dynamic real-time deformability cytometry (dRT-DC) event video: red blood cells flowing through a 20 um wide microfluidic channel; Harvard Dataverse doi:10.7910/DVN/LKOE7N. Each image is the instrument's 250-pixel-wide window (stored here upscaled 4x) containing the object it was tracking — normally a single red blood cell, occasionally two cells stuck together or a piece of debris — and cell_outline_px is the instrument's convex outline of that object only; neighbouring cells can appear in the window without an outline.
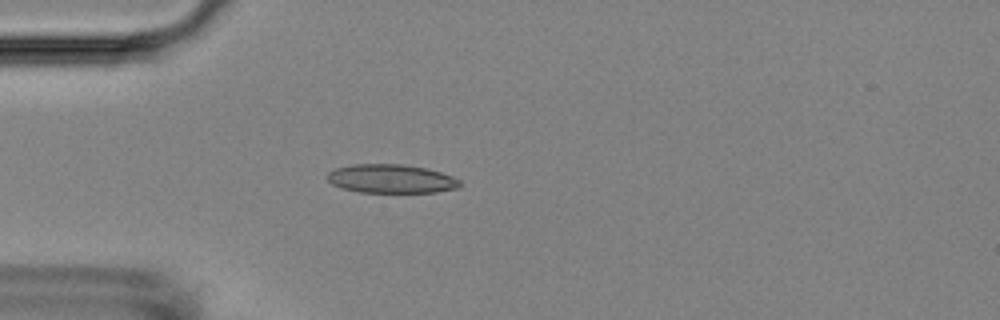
{"species": "Egyptian fruit bat (a non-hibernating species)", "species_latin": "Rousettus aegyptiacus", "temperature_condition": "room temperature", "stored_images_in_passage": 3, "camera_frame_rate_fps": 3000, "um_per_image_px": 0.085, "animal": {"sex": "female"}, "frame": {"image": 1, "passage_image": 3, "time_ms": 2.333, "image_size_px": [1000, 320], "cell_outline_px": [[460, 188], [436, 192], [360, 192], [344, 188], [332, 184], [328, 180], [328, 172], [336, 168], [352, 164], [404, 164], [428, 168], [452, 176], [460, 180]], "centroid_in_image_um": [33.28, 15.19], "position_along_channel_um": 51.7, "area_um2": 22.2}}